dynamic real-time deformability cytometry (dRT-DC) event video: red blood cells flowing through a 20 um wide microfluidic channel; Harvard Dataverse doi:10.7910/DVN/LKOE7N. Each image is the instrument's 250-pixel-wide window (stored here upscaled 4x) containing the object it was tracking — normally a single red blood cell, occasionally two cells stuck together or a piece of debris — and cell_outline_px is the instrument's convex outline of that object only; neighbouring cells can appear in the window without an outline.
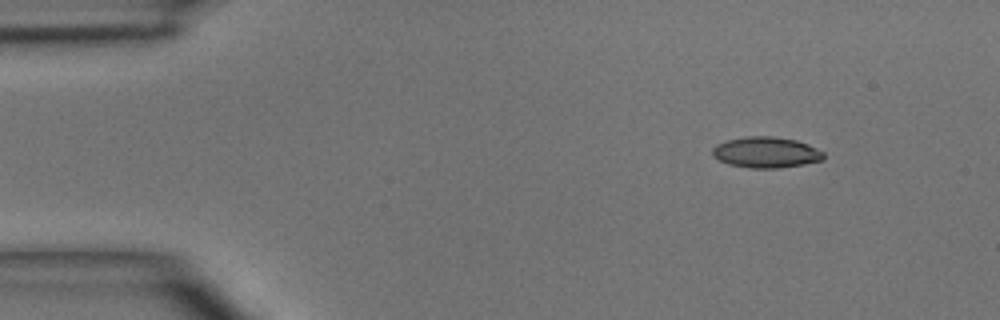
{"species": "common noctule bat (a hibernating species)", "species_latin": "Nyctalus noctula", "temperature_condition": "room temperature", "stored_images_in_passage": 3, "camera_frame_rate_fps": 3000, "um_per_image_px": 0.085, "animal": {"sex": "male", "body_mass_g": 15.6}, "frame": {"image": 1, "passage_image": 1, "time_ms": 0.0, "image_size_px": [1000, 320], "cell_outline_px": [[824, 160], [804, 164], [776, 168], [752, 168], [728, 164], [712, 156], [712, 148], [716, 144], [724, 140], [748, 136], [772, 136], [796, 140], [808, 144], [824, 152]], "centroid_in_image_um": [65.1, 12.94], "position_along_channel_um": 19.9, "area_um2": 20.11}}